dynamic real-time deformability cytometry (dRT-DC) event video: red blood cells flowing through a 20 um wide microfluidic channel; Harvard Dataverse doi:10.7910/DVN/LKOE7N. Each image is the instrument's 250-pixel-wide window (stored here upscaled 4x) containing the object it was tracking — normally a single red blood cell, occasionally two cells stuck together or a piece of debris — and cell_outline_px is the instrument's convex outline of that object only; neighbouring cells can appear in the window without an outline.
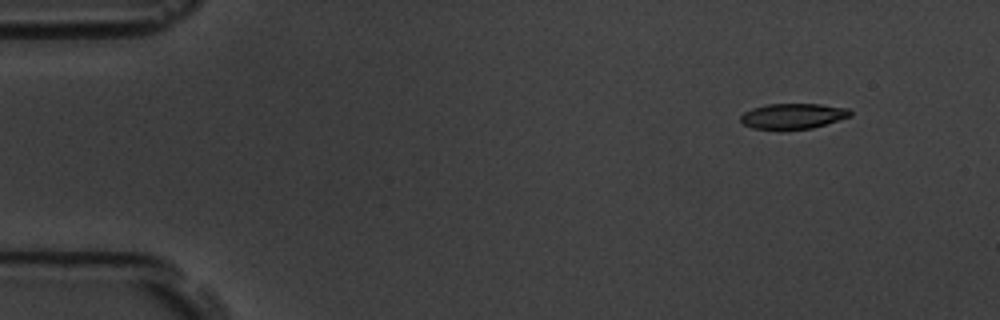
{"species": "common noctule bat (a hibernating species)", "species_latin": "Nyctalus noctula", "temperature_condition": "room temperature", "stored_images_in_passage": 6, "camera_frame_rate_fps": 3000, "um_per_image_px": 0.085, "animal": {"sex": "male", "body_mass_g": 19.5, "forearm_length_mm": 54.6}, "frame": {"image": 1, "passage_image": 2, "time_ms": 1.0, "image_size_px": [1000, 320], "cell_outline_px": [[852, 116], [812, 128], [752, 128], [744, 124], [740, 120], [740, 116], [744, 112], [752, 108], [768, 104], [820, 104], [848, 108], [852, 112]], "centroid_in_image_um": [67.42, 9.84], "position_along_channel_um": 17.6, "area_um2": 15.95}}
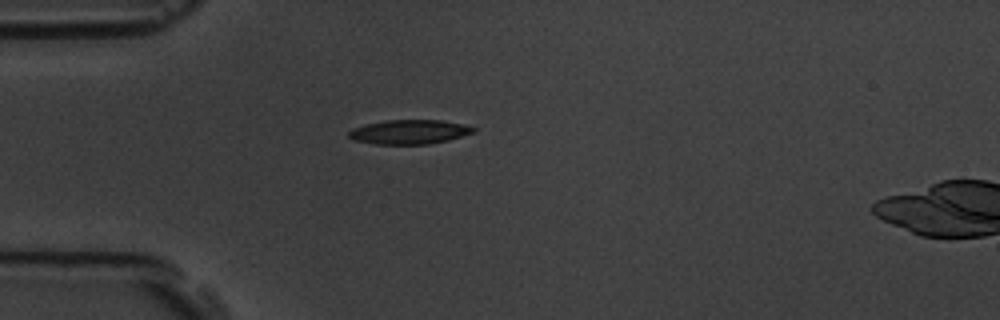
{"frame": {"image": 2, "passage_image": 5, "time_ms": 4.333, "image_size_px": [1000, 320], "cell_outline_px": [[476, 132], [448, 140], [428, 144], [376, 144], [352, 140], [348, 136], [348, 132], [352, 128], [364, 124], [384, 120], [440, 120], [464, 124], [476, 128]], "centroid_in_image_um": [34.77, 11.21], "position_along_channel_um": 50.2, "area_um2": 17.8}}